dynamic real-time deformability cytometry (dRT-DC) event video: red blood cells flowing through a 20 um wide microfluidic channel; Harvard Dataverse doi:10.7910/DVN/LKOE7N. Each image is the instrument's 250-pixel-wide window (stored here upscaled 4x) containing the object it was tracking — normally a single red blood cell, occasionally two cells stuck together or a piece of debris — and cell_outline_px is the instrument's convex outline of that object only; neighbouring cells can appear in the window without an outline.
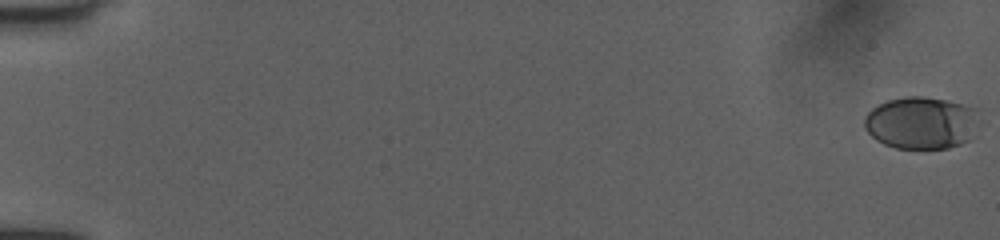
{"species": "human", "species_latin": "Homo sapiens", "temperature_condition": "room temperature", "stored_images_in_passage": 53, "camera_frame_rate_fps": 3000, "um_per_image_px": 0.085, "donor": {"sex": "female"}, "frame": {"image": 1, "passage_image": 1, "time_ms": 0.0, "image_size_px": [1000, 240], "cell_outline_px": [[976, 108], [968, 140], [960, 144], [948, 148], [896, 148], [884, 144], [876, 140], [864, 128], [864, 116], [872, 108], [888, 100], [908, 96], [924, 96], [964, 104]], "centroid_in_image_um": [78.2, 10.43], "position_along_channel_um": 6.8, "area_um2": 34.28}}
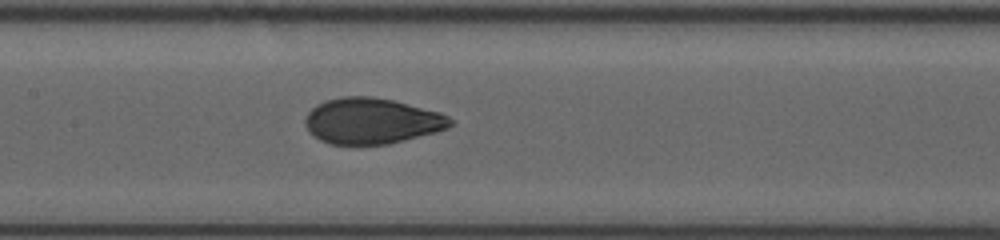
{"frame": {"image": 2, "passage_image": 28, "time_ms": 9.0, "image_size_px": [1000, 240], "cell_outline_px": [[456, 124], [448, 128], [436, 132], [388, 144], [328, 144], [312, 136], [308, 132], [304, 124], [304, 120], [308, 112], [316, 104], [324, 100], [340, 96], [372, 96], [392, 100], [440, 112], [456, 120]], "centroid_in_image_um": [31.59, 10.28], "position_along_channel_um": 175.8, "area_um2": 39.25}}
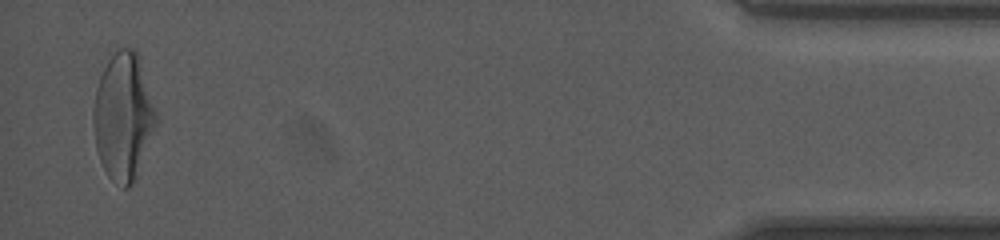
{"frame": {"image": 3, "passage_image": 52, "time_ms": 17.0, "image_size_px": [1000, 240], "cell_outline_px": [[156, 124], [132, 184], [128, 188], [124, 188], [112, 180], [108, 176], [100, 160], [96, 148], [92, 124], [92, 108], [96, 88], [100, 76], [108, 60], [120, 48], [136, 48], [140, 56], [156, 112]], "centroid_in_image_um": [10.45, 9.86], "position_along_channel_um": 424.7, "area_um2": 46.12}, "authors_computed_cell_mechanics": {"area_um2": 39.015, "velocity_mm_per_s": 4.0419, "shape_relaxation_time_tau1_ms": 4.2351, "shape_relaxation_time_tau2_ms": null, "deformation_change_tau1": 0.1794, "deformation_change_tau2": null}}